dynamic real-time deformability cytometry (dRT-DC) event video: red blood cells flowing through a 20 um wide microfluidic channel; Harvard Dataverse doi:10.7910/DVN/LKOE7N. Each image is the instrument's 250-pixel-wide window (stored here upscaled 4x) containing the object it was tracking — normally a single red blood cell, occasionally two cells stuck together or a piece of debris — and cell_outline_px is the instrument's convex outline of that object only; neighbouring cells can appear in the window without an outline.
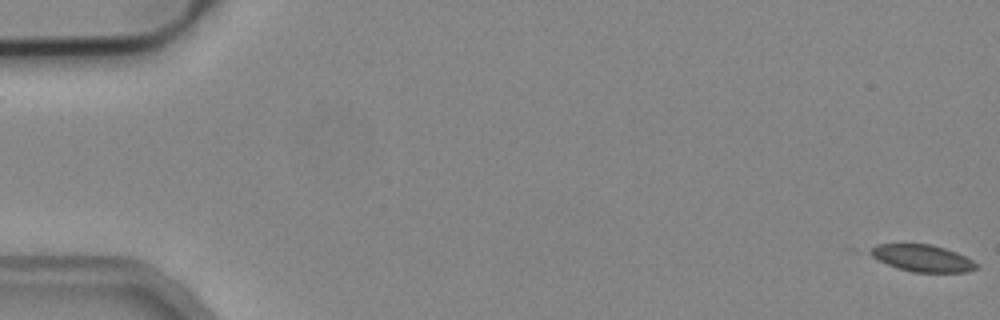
{"species": "common noctule bat (a hibernating species)", "species_latin": "Nyctalus noctula", "temperature_condition": "cold", "stored_images_in_passage": 9, "camera_frame_rate_fps": 3000, "um_per_image_px": 0.085, "animal": {"sex": "male", "body_mass_g": 19.2, "forearm_length_mm": 51.8}, "frame": {"image": 1, "passage_image": 1, "time_ms": 0.0, "image_size_px": [1000, 320], "cell_outline_px": [[980, 268], [964, 272], [912, 272], [888, 264], [864, 252], [868, 248], [876, 244], [932, 244], [956, 252], [980, 264]], "centroid_in_image_um": [78.39, 21.93], "position_along_channel_um": 6.6, "area_um2": 16.7}}